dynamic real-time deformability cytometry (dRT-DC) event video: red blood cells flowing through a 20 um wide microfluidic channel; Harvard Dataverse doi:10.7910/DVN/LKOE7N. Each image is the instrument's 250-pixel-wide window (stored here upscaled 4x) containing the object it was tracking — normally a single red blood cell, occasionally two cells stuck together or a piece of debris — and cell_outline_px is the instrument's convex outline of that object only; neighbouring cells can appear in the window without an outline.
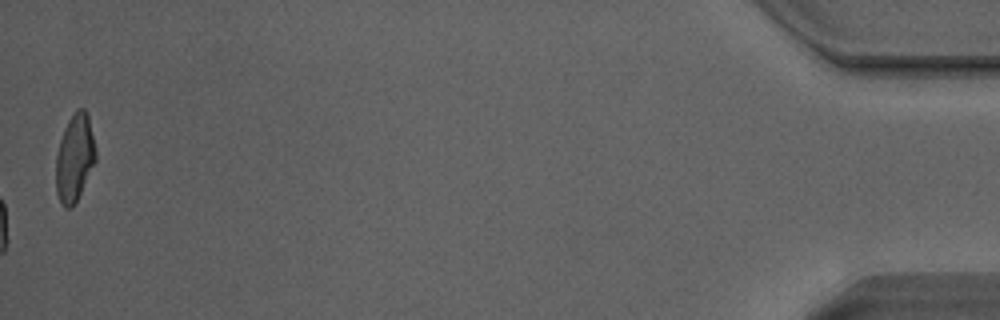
{"species": "Egyptian fruit bat (a non-hibernating species)", "species_latin": "Rousettus aegyptiacus", "temperature_condition": "warm", "stored_images_in_passage": 50, "camera_frame_rate_fps": 3000, "um_per_image_px": 0.085, "animal": {"sex": "male"}, "frame": {"image": 1, "passage_image": 50, "time_ms": 16.333, "image_size_px": [1000, 320], "cell_outline_px": [[96, 160], [76, 200], [68, 208], [64, 208], [60, 204], [56, 192], [56, 156], [60, 140], [64, 128], [68, 120], [76, 108], [84, 108], [88, 116], [96, 152]], "centroid_in_image_um": [6.32, 13.4], "position_along_channel_um": 428.9, "area_um2": 19.94}, "authors_computed_cell_mechanics": {"area_um2": 18.9295, "velocity_mm_per_s": 4.1148, "shape_relaxation_time_tau1_ms": 2.5211, "shape_relaxation_time_tau2_ms": 0.8513, "deformation_change_tau1": 0.1226, "deformation_change_tau2": 0.0496}}